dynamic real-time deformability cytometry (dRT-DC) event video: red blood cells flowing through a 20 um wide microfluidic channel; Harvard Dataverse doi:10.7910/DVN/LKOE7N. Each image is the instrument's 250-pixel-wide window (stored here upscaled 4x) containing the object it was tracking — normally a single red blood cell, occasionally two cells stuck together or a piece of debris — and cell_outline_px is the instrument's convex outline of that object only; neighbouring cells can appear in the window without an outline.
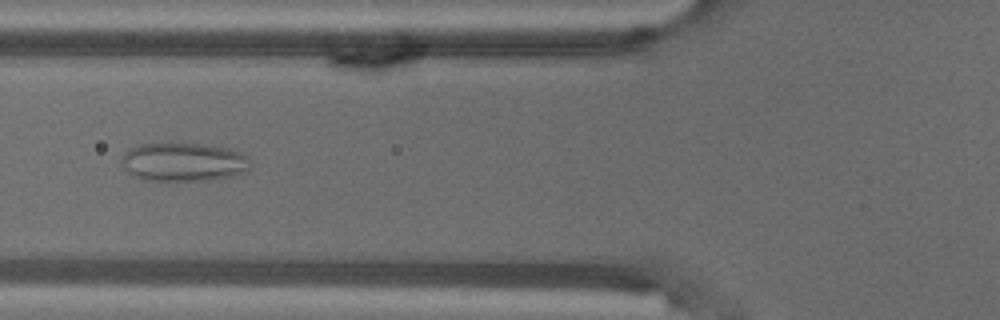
{"species": "common noctule bat (a hibernating species)", "species_latin": "Nyctalus noctula", "temperature_condition": "warm", "stored_images_in_passage": 43, "camera_frame_rate_fps": 3000, "um_per_image_px": 0.085, "animal": {"sex": "male", "body_mass_g": 18.8}, "frame": {"image": 1, "passage_image": 9, "time_ms": 2.667, "image_size_px": [1000, 320], "cell_outline_px": [[248, 172], [232, 176], [208, 180], [144, 180], [128, 172], [120, 160], [124, 152], [128, 148], [140, 144], [204, 144], [228, 148], [248, 156]], "centroid_in_image_um": [15.59, 13.77], "position_along_channel_um": 110.2, "area_um2": 28.78}}
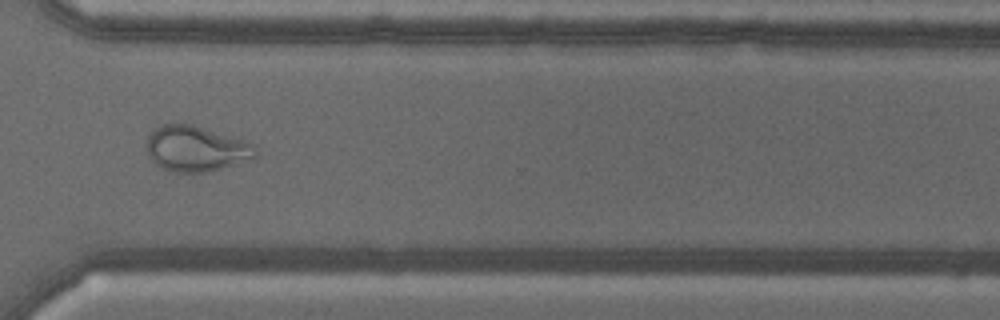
{"frame": {"image": 2, "passage_image": 29, "time_ms": 9.333, "image_size_px": [1000, 320], "cell_outline_px": [[260, 152], [252, 160], [208, 172], [176, 172], [160, 168], [148, 156], [148, 136], [156, 128], [164, 124], [192, 124], [248, 140], [256, 144]], "centroid_in_image_um": [16.76, 12.64], "position_along_channel_um": 353.8, "area_um2": 29.36}}
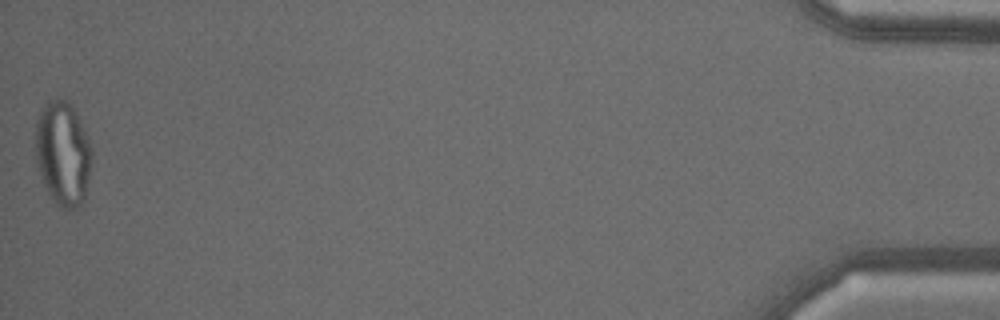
{"frame": {"image": 3, "passage_image": 43, "time_ms": 14.0, "image_size_px": [1000, 320], "cell_outline_px": [[92, 156], [84, 200], [76, 208], [60, 208], [52, 200], [44, 184], [36, 160], [36, 120], [40, 112], [48, 100], [68, 100], [84, 128], [88, 136], [92, 148]], "centroid_in_image_um": [5.35, 13.05], "position_along_channel_um": 429.8, "area_um2": 33.93}, "authors_computed_cell_mechanics": {"area_um2": 29.3624, "velocity_mm_per_s": 3.6691, "shape_relaxation_time_tau1_ms": null, "shape_relaxation_time_tau2_ms": 1.2619, "deformation_change_tau1": null, "deformation_change_tau2": 0.0756}}